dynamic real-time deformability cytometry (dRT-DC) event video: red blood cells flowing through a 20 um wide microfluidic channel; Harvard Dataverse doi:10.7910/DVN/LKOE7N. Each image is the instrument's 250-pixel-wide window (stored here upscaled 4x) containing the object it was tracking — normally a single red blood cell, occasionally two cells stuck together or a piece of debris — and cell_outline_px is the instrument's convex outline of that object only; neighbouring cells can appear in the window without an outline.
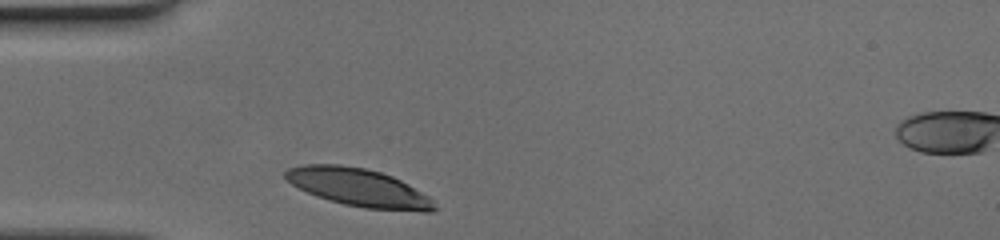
{"species": "human", "species_latin": "Homo sapiens", "temperature_condition": "cold", "stored_images_in_passage": 26, "camera_frame_rate_fps": 3000, "um_per_image_px": 0.085, "donor": {"sex": "female"}, "frame": {"image": 1, "passage_image": 1, "time_ms": 0.0, "image_size_px": [1000, 240], "cell_outline_px": [[436, 208], [432, 212], [420, 212], [364, 208], [344, 204], [328, 200], [316, 196], [292, 184], [284, 176], [284, 172], [288, 168], [304, 164], [340, 164], [364, 168], [380, 172], [392, 176], [408, 184], [428, 196], [432, 200]], "centroid_in_image_um": [30.49, 15.94], "position_along_channel_um": 54.5, "area_um2": 32.89}}
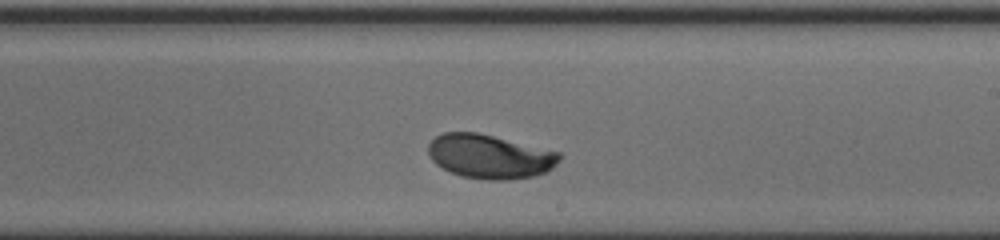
{"frame": {"image": 2, "passage_image": 16, "time_ms": 5.0, "image_size_px": [1000, 240], "cell_outline_px": [[560, 160], [552, 168], [544, 172], [532, 176], [508, 180], [488, 180], [460, 176], [436, 164], [432, 160], [428, 152], [428, 144], [436, 136], [444, 132], [476, 132], [560, 152]], "centroid_in_image_um": [41.61, 13.3], "position_along_channel_um": 247.4, "area_um2": 33.41}}
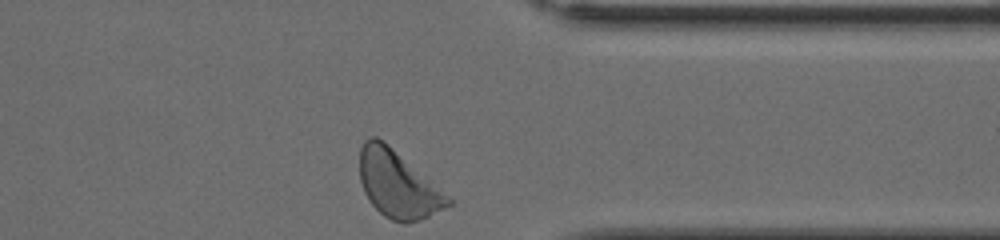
{"frame": {"image": 3, "passage_image": 26, "time_ms": 8.333, "image_size_px": [1000, 240], "cell_outline_px": [[452, 204], [420, 220], [408, 224], [404, 224], [392, 220], [384, 216], [372, 204], [364, 192], [360, 180], [360, 148], [364, 140], [368, 136], [376, 136], [388, 144], [448, 196], [452, 200]], "centroid_in_image_um": [33.78, 15.67], "position_along_channel_um": 377.6, "area_um2": 34.04}}